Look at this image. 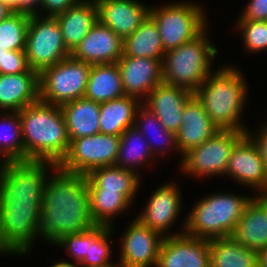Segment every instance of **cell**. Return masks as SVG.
<instances>
[{
	"label": "cell",
	"mask_w": 267,
	"mask_h": 267,
	"mask_svg": "<svg viewBox=\"0 0 267 267\" xmlns=\"http://www.w3.org/2000/svg\"><path fill=\"white\" fill-rule=\"evenodd\" d=\"M51 161L6 162L0 166V253L25 254L36 239Z\"/></svg>",
	"instance_id": "6da1fadb"
},
{
	"label": "cell",
	"mask_w": 267,
	"mask_h": 267,
	"mask_svg": "<svg viewBox=\"0 0 267 267\" xmlns=\"http://www.w3.org/2000/svg\"><path fill=\"white\" fill-rule=\"evenodd\" d=\"M47 179L43 192L36 238L55 246L67 234L79 233L95 226L90 212L86 175L69 173L58 166Z\"/></svg>",
	"instance_id": "7a4b0ae2"
},
{
	"label": "cell",
	"mask_w": 267,
	"mask_h": 267,
	"mask_svg": "<svg viewBox=\"0 0 267 267\" xmlns=\"http://www.w3.org/2000/svg\"><path fill=\"white\" fill-rule=\"evenodd\" d=\"M18 113L25 161H51L58 165L70 146L61 106L38 100Z\"/></svg>",
	"instance_id": "3957f363"
},
{
	"label": "cell",
	"mask_w": 267,
	"mask_h": 267,
	"mask_svg": "<svg viewBox=\"0 0 267 267\" xmlns=\"http://www.w3.org/2000/svg\"><path fill=\"white\" fill-rule=\"evenodd\" d=\"M243 74L234 67H223L210 73L194 93L218 130L247 133L240 122L248 86Z\"/></svg>",
	"instance_id": "277c9868"
},
{
	"label": "cell",
	"mask_w": 267,
	"mask_h": 267,
	"mask_svg": "<svg viewBox=\"0 0 267 267\" xmlns=\"http://www.w3.org/2000/svg\"><path fill=\"white\" fill-rule=\"evenodd\" d=\"M252 196L216 193L197 201L184 222V233L200 239L232 236Z\"/></svg>",
	"instance_id": "5b68a950"
},
{
	"label": "cell",
	"mask_w": 267,
	"mask_h": 267,
	"mask_svg": "<svg viewBox=\"0 0 267 267\" xmlns=\"http://www.w3.org/2000/svg\"><path fill=\"white\" fill-rule=\"evenodd\" d=\"M206 30L196 39L164 53L162 81L195 93L209 76L217 49L210 43ZM212 58V59H211Z\"/></svg>",
	"instance_id": "8992f818"
},
{
	"label": "cell",
	"mask_w": 267,
	"mask_h": 267,
	"mask_svg": "<svg viewBox=\"0 0 267 267\" xmlns=\"http://www.w3.org/2000/svg\"><path fill=\"white\" fill-rule=\"evenodd\" d=\"M204 11L193 2L169 3L158 9L150 6L149 16L158 27L164 52L196 39L207 29Z\"/></svg>",
	"instance_id": "52a82bcc"
},
{
	"label": "cell",
	"mask_w": 267,
	"mask_h": 267,
	"mask_svg": "<svg viewBox=\"0 0 267 267\" xmlns=\"http://www.w3.org/2000/svg\"><path fill=\"white\" fill-rule=\"evenodd\" d=\"M90 64L72 55L39 73V100L52 105L83 98L87 89Z\"/></svg>",
	"instance_id": "ba28073f"
},
{
	"label": "cell",
	"mask_w": 267,
	"mask_h": 267,
	"mask_svg": "<svg viewBox=\"0 0 267 267\" xmlns=\"http://www.w3.org/2000/svg\"><path fill=\"white\" fill-rule=\"evenodd\" d=\"M30 16L25 54L30 69L40 73L71 55L55 17Z\"/></svg>",
	"instance_id": "9c48e42d"
},
{
	"label": "cell",
	"mask_w": 267,
	"mask_h": 267,
	"mask_svg": "<svg viewBox=\"0 0 267 267\" xmlns=\"http://www.w3.org/2000/svg\"><path fill=\"white\" fill-rule=\"evenodd\" d=\"M120 136L98 133L70 141L66 156L57 165L69 173L88 175L92 170L113 166L118 157Z\"/></svg>",
	"instance_id": "30bf717a"
},
{
	"label": "cell",
	"mask_w": 267,
	"mask_h": 267,
	"mask_svg": "<svg viewBox=\"0 0 267 267\" xmlns=\"http://www.w3.org/2000/svg\"><path fill=\"white\" fill-rule=\"evenodd\" d=\"M245 134L234 130L217 131L203 144L186 152L180 168L190 176L224 175L232 148Z\"/></svg>",
	"instance_id": "8fae6325"
},
{
	"label": "cell",
	"mask_w": 267,
	"mask_h": 267,
	"mask_svg": "<svg viewBox=\"0 0 267 267\" xmlns=\"http://www.w3.org/2000/svg\"><path fill=\"white\" fill-rule=\"evenodd\" d=\"M224 175L267 195V170L254 141L245 134L232 148Z\"/></svg>",
	"instance_id": "7c38bea8"
},
{
	"label": "cell",
	"mask_w": 267,
	"mask_h": 267,
	"mask_svg": "<svg viewBox=\"0 0 267 267\" xmlns=\"http://www.w3.org/2000/svg\"><path fill=\"white\" fill-rule=\"evenodd\" d=\"M164 237L134 219L121 238L120 267H156Z\"/></svg>",
	"instance_id": "4fadbf2b"
},
{
	"label": "cell",
	"mask_w": 267,
	"mask_h": 267,
	"mask_svg": "<svg viewBox=\"0 0 267 267\" xmlns=\"http://www.w3.org/2000/svg\"><path fill=\"white\" fill-rule=\"evenodd\" d=\"M156 267H210L209 240L183 232L166 234Z\"/></svg>",
	"instance_id": "5bb4252c"
},
{
	"label": "cell",
	"mask_w": 267,
	"mask_h": 267,
	"mask_svg": "<svg viewBox=\"0 0 267 267\" xmlns=\"http://www.w3.org/2000/svg\"><path fill=\"white\" fill-rule=\"evenodd\" d=\"M117 65L124 93L128 96L145 100L151 90L163 82L162 59L122 55Z\"/></svg>",
	"instance_id": "9a60e30c"
},
{
	"label": "cell",
	"mask_w": 267,
	"mask_h": 267,
	"mask_svg": "<svg viewBox=\"0 0 267 267\" xmlns=\"http://www.w3.org/2000/svg\"><path fill=\"white\" fill-rule=\"evenodd\" d=\"M122 45L123 40L98 20L71 55L90 65L117 63Z\"/></svg>",
	"instance_id": "2e32d148"
},
{
	"label": "cell",
	"mask_w": 267,
	"mask_h": 267,
	"mask_svg": "<svg viewBox=\"0 0 267 267\" xmlns=\"http://www.w3.org/2000/svg\"><path fill=\"white\" fill-rule=\"evenodd\" d=\"M98 20L122 40L134 33L149 16L150 7L136 0H95Z\"/></svg>",
	"instance_id": "e0dca14e"
},
{
	"label": "cell",
	"mask_w": 267,
	"mask_h": 267,
	"mask_svg": "<svg viewBox=\"0 0 267 267\" xmlns=\"http://www.w3.org/2000/svg\"><path fill=\"white\" fill-rule=\"evenodd\" d=\"M193 96V92L183 87L162 82L142 103L156 114L166 130L176 134L181 126L184 107Z\"/></svg>",
	"instance_id": "ac0fdd59"
},
{
	"label": "cell",
	"mask_w": 267,
	"mask_h": 267,
	"mask_svg": "<svg viewBox=\"0 0 267 267\" xmlns=\"http://www.w3.org/2000/svg\"><path fill=\"white\" fill-rule=\"evenodd\" d=\"M178 189L179 187L173 183L158 187L137 219L164 236L168 228L177 220L181 209V194Z\"/></svg>",
	"instance_id": "d6986e66"
},
{
	"label": "cell",
	"mask_w": 267,
	"mask_h": 267,
	"mask_svg": "<svg viewBox=\"0 0 267 267\" xmlns=\"http://www.w3.org/2000/svg\"><path fill=\"white\" fill-rule=\"evenodd\" d=\"M218 128L204 109L203 104L194 95L185 105L181 126L176 133L177 150L184 155L212 137Z\"/></svg>",
	"instance_id": "ffe728a7"
},
{
	"label": "cell",
	"mask_w": 267,
	"mask_h": 267,
	"mask_svg": "<svg viewBox=\"0 0 267 267\" xmlns=\"http://www.w3.org/2000/svg\"><path fill=\"white\" fill-rule=\"evenodd\" d=\"M232 237L251 250L267 247V195L252 197Z\"/></svg>",
	"instance_id": "44dd1931"
},
{
	"label": "cell",
	"mask_w": 267,
	"mask_h": 267,
	"mask_svg": "<svg viewBox=\"0 0 267 267\" xmlns=\"http://www.w3.org/2000/svg\"><path fill=\"white\" fill-rule=\"evenodd\" d=\"M39 100V73L0 74V110L20 111Z\"/></svg>",
	"instance_id": "7402d4cb"
},
{
	"label": "cell",
	"mask_w": 267,
	"mask_h": 267,
	"mask_svg": "<svg viewBox=\"0 0 267 267\" xmlns=\"http://www.w3.org/2000/svg\"><path fill=\"white\" fill-rule=\"evenodd\" d=\"M61 28L64 44L72 53L98 21L95 0H84L54 16Z\"/></svg>",
	"instance_id": "603a6c76"
},
{
	"label": "cell",
	"mask_w": 267,
	"mask_h": 267,
	"mask_svg": "<svg viewBox=\"0 0 267 267\" xmlns=\"http://www.w3.org/2000/svg\"><path fill=\"white\" fill-rule=\"evenodd\" d=\"M69 141L100 133V103L85 97L61 106Z\"/></svg>",
	"instance_id": "cb8c5ba5"
},
{
	"label": "cell",
	"mask_w": 267,
	"mask_h": 267,
	"mask_svg": "<svg viewBox=\"0 0 267 267\" xmlns=\"http://www.w3.org/2000/svg\"><path fill=\"white\" fill-rule=\"evenodd\" d=\"M133 96L100 103V133L120 136L127 128L134 126L136 112L142 104Z\"/></svg>",
	"instance_id": "d4e9b609"
},
{
	"label": "cell",
	"mask_w": 267,
	"mask_h": 267,
	"mask_svg": "<svg viewBox=\"0 0 267 267\" xmlns=\"http://www.w3.org/2000/svg\"><path fill=\"white\" fill-rule=\"evenodd\" d=\"M140 178L137 171L116 165L96 168L86 175L88 189L119 191L131 203L141 184Z\"/></svg>",
	"instance_id": "484cf974"
},
{
	"label": "cell",
	"mask_w": 267,
	"mask_h": 267,
	"mask_svg": "<svg viewBox=\"0 0 267 267\" xmlns=\"http://www.w3.org/2000/svg\"><path fill=\"white\" fill-rule=\"evenodd\" d=\"M125 95L117 63L91 66L85 98L102 103Z\"/></svg>",
	"instance_id": "4316f807"
},
{
	"label": "cell",
	"mask_w": 267,
	"mask_h": 267,
	"mask_svg": "<svg viewBox=\"0 0 267 267\" xmlns=\"http://www.w3.org/2000/svg\"><path fill=\"white\" fill-rule=\"evenodd\" d=\"M210 267H258L257 251L232 236L209 240Z\"/></svg>",
	"instance_id": "83f0119b"
},
{
	"label": "cell",
	"mask_w": 267,
	"mask_h": 267,
	"mask_svg": "<svg viewBox=\"0 0 267 267\" xmlns=\"http://www.w3.org/2000/svg\"><path fill=\"white\" fill-rule=\"evenodd\" d=\"M164 53L158 27L150 16L134 33L123 39L124 56L163 59Z\"/></svg>",
	"instance_id": "f1b7e54d"
},
{
	"label": "cell",
	"mask_w": 267,
	"mask_h": 267,
	"mask_svg": "<svg viewBox=\"0 0 267 267\" xmlns=\"http://www.w3.org/2000/svg\"><path fill=\"white\" fill-rule=\"evenodd\" d=\"M145 137L134 126L127 128L120 135L118 157L115 165L118 167L136 170L153 159V154ZM151 158V159H150Z\"/></svg>",
	"instance_id": "f546056e"
},
{
	"label": "cell",
	"mask_w": 267,
	"mask_h": 267,
	"mask_svg": "<svg viewBox=\"0 0 267 267\" xmlns=\"http://www.w3.org/2000/svg\"><path fill=\"white\" fill-rule=\"evenodd\" d=\"M88 190L90 212L95 225L111 227V219L128 209L129 205H132V203L119 191L105 189Z\"/></svg>",
	"instance_id": "4dcf8cb0"
},
{
	"label": "cell",
	"mask_w": 267,
	"mask_h": 267,
	"mask_svg": "<svg viewBox=\"0 0 267 267\" xmlns=\"http://www.w3.org/2000/svg\"><path fill=\"white\" fill-rule=\"evenodd\" d=\"M0 119V155L4 163L25 161L21 120L18 111H6ZM5 156V157H4Z\"/></svg>",
	"instance_id": "1f68e13d"
},
{
	"label": "cell",
	"mask_w": 267,
	"mask_h": 267,
	"mask_svg": "<svg viewBox=\"0 0 267 267\" xmlns=\"http://www.w3.org/2000/svg\"><path fill=\"white\" fill-rule=\"evenodd\" d=\"M112 227L95 225L88 230V250L86 257L80 262V266H102L111 263V244L109 241Z\"/></svg>",
	"instance_id": "d6a6232c"
},
{
	"label": "cell",
	"mask_w": 267,
	"mask_h": 267,
	"mask_svg": "<svg viewBox=\"0 0 267 267\" xmlns=\"http://www.w3.org/2000/svg\"><path fill=\"white\" fill-rule=\"evenodd\" d=\"M138 119H140V120H138ZM134 127L137 128L141 132V134L145 137V139H147L149 147L151 149V153L153 154V156L158 154L159 150L156 149V147H157V146H155L156 143L153 144V139L150 138L151 136L155 135L153 138H154V140L156 139L157 141H158V139L155 137H158V138L162 137L161 139H162V142H164V143L161 142V144L162 145L166 144V146H167L166 148H168V149L173 148L175 150L177 148L176 134L173 133L172 131L166 130L165 127L161 124V122L158 119V117L156 116V114L153 113L151 110H149L143 103L139 106V108L136 112ZM151 129L153 131L154 130H157V131L154 135H151V136L148 135L149 138H146L147 134L150 131H152ZM163 138L165 141L163 140ZM149 140H151V141L149 142ZM158 145H159V143H158ZM157 150H158V152L155 153V151H157Z\"/></svg>",
	"instance_id": "836d02e7"
},
{
	"label": "cell",
	"mask_w": 267,
	"mask_h": 267,
	"mask_svg": "<svg viewBox=\"0 0 267 267\" xmlns=\"http://www.w3.org/2000/svg\"><path fill=\"white\" fill-rule=\"evenodd\" d=\"M30 15L14 12L0 22V49L25 50Z\"/></svg>",
	"instance_id": "e575fe53"
},
{
	"label": "cell",
	"mask_w": 267,
	"mask_h": 267,
	"mask_svg": "<svg viewBox=\"0 0 267 267\" xmlns=\"http://www.w3.org/2000/svg\"><path fill=\"white\" fill-rule=\"evenodd\" d=\"M246 51L261 52L267 49V21L238 20Z\"/></svg>",
	"instance_id": "d590c367"
},
{
	"label": "cell",
	"mask_w": 267,
	"mask_h": 267,
	"mask_svg": "<svg viewBox=\"0 0 267 267\" xmlns=\"http://www.w3.org/2000/svg\"><path fill=\"white\" fill-rule=\"evenodd\" d=\"M65 248L71 258L80 263L85 257L88 250V230L67 234L63 236L56 245Z\"/></svg>",
	"instance_id": "8d00e7d4"
},
{
	"label": "cell",
	"mask_w": 267,
	"mask_h": 267,
	"mask_svg": "<svg viewBox=\"0 0 267 267\" xmlns=\"http://www.w3.org/2000/svg\"><path fill=\"white\" fill-rule=\"evenodd\" d=\"M29 69L25 50H1L0 74H17Z\"/></svg>",
	"instance_id": "74e56055"
},
{
	"label": "cell",
	"mask_w": 267,
	"mask_h": 267,
	"mask_svg": "<svg viewBox=\"0 0 267 267\" xmlns=\"http://www.w3.org/2000/svg\"><path fill=\"white\" fill-rule=\"evenodd\" d=\"M238 20L267 21V0H250Z\"/></svg>",
	"instance_id": "f35d334b"
},
{
	"label": "cell",
	"mask_w": 267,
	"mask_h": 267,
	"mask_svg": "<svg viewBox=\"0 0 267 267\" xmlns=\"http://www.w3.org/2000/svg\"><path fill=\"white\" fill-rule=\"evenodd\" d=\"M84 0H43L40 9L47 11L46 16H56Z\"/></svg>",
	"instance_id": "ab89813d"
},
{
	"label": "cell",
	"mask_w": 267,
	"mask_h": 267,
	"mask_svg": "<svg viewBox=\"0 0 267 267\" xmlns=\"http://www.w3.org/2000/svg\"><path fill=\"white\" fill-rule=\"evenodd\" d=\"M265 126H262V128L259 130V133L256 134L255 138L252 133L248 130L246 133L256 144L260 155L262 157V160L265 164V168L267 170V122L264 124Z\"/></svg>",
	"instance_id": "60d3db41"
},
{
	"label": "cell",
	"mask_w": 267,
	"mask_h": 267,
	"mask_svg": "<svg viewBox=\"0 0 267 267\" xmlns=\"http://www.w3.org/2000/svg\"><path fill=\"white\" fill-rule=\"evenodd\" d=\"M43 0H16V12L24 13L27 15H39L40 12L37 8L40 9ZM38 6V7H37Z\"/></svg>",
	"instance_id": "b9f144b4"
},
{
	"label": "cell",
	"mask_w": 267,
	"mask_h": 267,
	"mask_svg": "<svg viewBox=\"0 0 267 267\" xmlns=\"http://www.w3.org/2000/svg\"><path fill=\"white\" fill-rule=\"evenodd\" d=\"M258 267H267V247L257 251Z\"/></svg>",
	"instance_id": "7bdbcfd3"
},
{
	"label": "cell",
	"mask_w": 267,
	"mask_h": 267,
	"mask_svg": "<svg viewBox=\"0 0 267 267\" xmlns=\"http://www.w3.org/2000/svg\"><path fill=\"white\" fill-rule=\"evenodd\" d=\"M13 13L14 11L9 5L0 1V22L9 17Z\"/></svg>",
	"instance_id": "ee69618b"
},
{
	"label": "cell",
	"mask_w": 267,
	"mask_h": 267,
	"mask_svg": "<svg viewBox=\"0 0 267 267\" xmlns=\"http://www.w3.org/2000/svg\"><path fill=\"white\" fill-rule=\"evenodd\" d=\"M51 267H81V266H80V263H78V262L75 263V261H74V263H72V262H67L64 260V261L57 262V263L53 264Z\"/></svg>",
	"instance_id": "f6af8a7d"
},
{
	"label": "cell",
	"mask_w": 267,
	"mask_h": 267,
	"mask_svg": "<svg viewBox=\"0 0 267 267\" xmlns=\"http://www.w3.org/2000/svg\"><path fill=\"white\" fill-rule=\"evenodd\" d=\"M3 3L9 5L14 12H16V0H1Z\"/></svg>",
	"instance_id": "bcb514c9"
},
{
	"label": "cell",
	"mask_w": 267,
	"mask_h": 267,
	"mask_svg": "<svg viewBox=\"0 0 267 267\" xmlns=\"http://www.w3.org/2000/svg\"><path fill=\"white\" fill-rule=\"evenodd\" d=\"M81 267H83V266H81ZM90 267H120V264L117 262V264L107 263V264L102 265V266H90Z\"/></svg>",
	"instance_id": "7dc6e473"
}]
</instances>
